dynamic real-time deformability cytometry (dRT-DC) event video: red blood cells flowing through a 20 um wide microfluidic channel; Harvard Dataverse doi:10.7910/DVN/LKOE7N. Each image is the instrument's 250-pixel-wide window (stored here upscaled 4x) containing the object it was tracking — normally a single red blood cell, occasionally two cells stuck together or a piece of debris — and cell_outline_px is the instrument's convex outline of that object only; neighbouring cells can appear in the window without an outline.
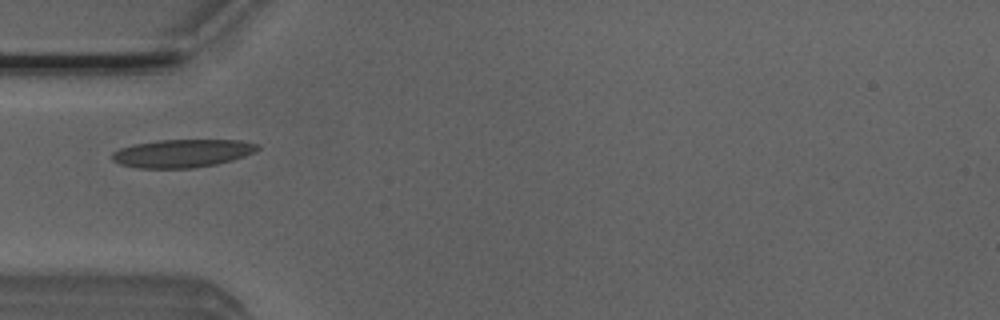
{"species": "Egyptian fruit bat (a non-hibernating species)", "species_latin": "Rousettus aegyptiacus", "temperature_condition": "room temperature", "stored_images_in_passage": 7, "camera_frame_rate_fps": 3000, "um_per_image_px": 0.085, "animal": {"sex": "male"}, "frame": {"image": 1, "passage_image": 5, "time_ms": 1.333, "image_size_px": [1000, 320], "cell_outline_px": [[260, 148], [256, 152], [232, 160], [216, 164], [192, 168], [140, 168], [120, 164], [112, 160], [112, 152], [120, 148], [136, 144], [156, 140], [240, 140], [260, 144]], "centroid_in_image_um": [15.53, 13.03], "position_along_channel_um": 69.5, "area_um2": 23.81}}